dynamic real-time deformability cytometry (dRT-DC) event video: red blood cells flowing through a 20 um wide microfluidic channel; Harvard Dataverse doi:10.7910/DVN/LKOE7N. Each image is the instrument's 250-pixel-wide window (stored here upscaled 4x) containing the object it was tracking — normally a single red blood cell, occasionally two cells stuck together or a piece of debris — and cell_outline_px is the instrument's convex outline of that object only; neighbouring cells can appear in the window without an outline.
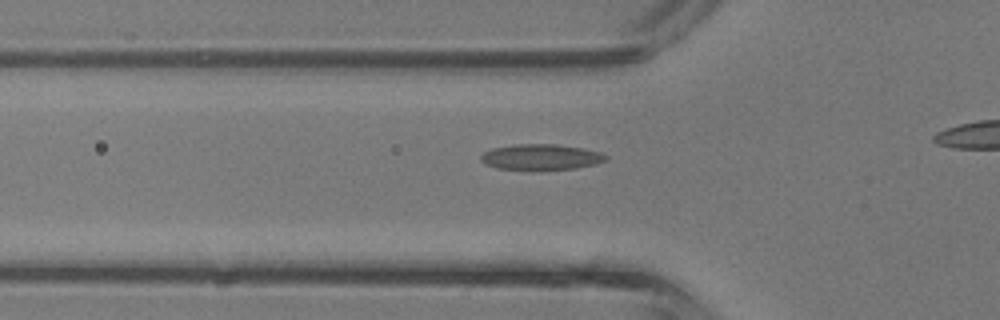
{"species": "common noctule bat (a hibernating species)", "species_latin": "Nyctalus noctula", "temperature_condition": "room temperature", "stored_images_in_passage": 24, "camera_frame_rate_fps": 3000, "um_per_image_px": 0.085, "animal": {"sex": "male", "body_mass_g": 13.3}, "frame": {"image": 1, "passage_image": 4, "time_ms": 1.0, "image_size_px": [1000, 320], "cell_outline_px": [[608, 160], [596, 164], [576, 168], [496, 168], [484, 164], [480, 160], [480, 156], [484, 152], [492, 148], [512, 144], [556, 144], [584, 148], [600, 152], [608, 156]], "centroid_in_image_um": [45.99, 13.31], "position_along_channel_um": 79.8, "area_um2": 18.44}}
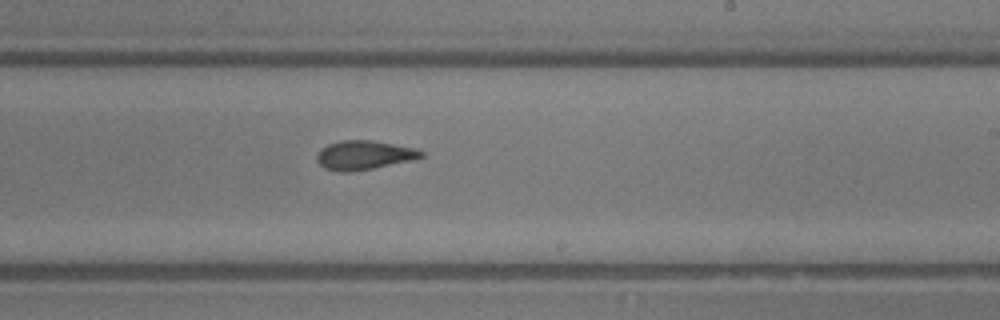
{"frame": {"image": 2, "passage_image": 15, "time_ms": 4.667, "image_size_px": [1000, 320], "cell_outline_px": [[424, 156], [408, 160], [372, 168], [348, 172], [340, 172], [324, 168], [316, 160], [316, 156], [320, 148], [328, 144], [340, 140], [372, 140], [416, 148], [424, 152]], "centroid_in_image_um": [30.89, 13.17], "position_along_channel_um": 258.1, "area_um2": 17.51}}
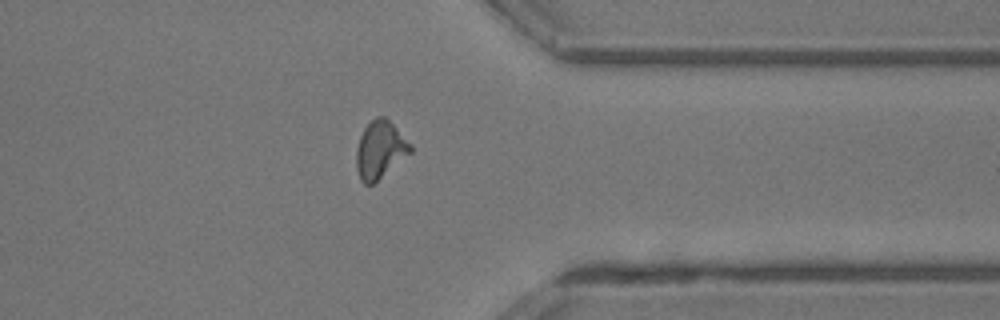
{"frame": {"image": 3, "passage_image": 23, "time_ms": 7.333, "image_size_px": [1000, 320], "cell_outline_px": [[412, 152], [372, 184], [364, 184], [360, 180], [356, 168], [356, 148], [360, 136], [364, 128], [376, 116], [384, 116], [412, 144]], "centroid_in_image_um": [32.29, 12.73], "position_along_channel_um": 379.1, "area_um2": 17.98}}